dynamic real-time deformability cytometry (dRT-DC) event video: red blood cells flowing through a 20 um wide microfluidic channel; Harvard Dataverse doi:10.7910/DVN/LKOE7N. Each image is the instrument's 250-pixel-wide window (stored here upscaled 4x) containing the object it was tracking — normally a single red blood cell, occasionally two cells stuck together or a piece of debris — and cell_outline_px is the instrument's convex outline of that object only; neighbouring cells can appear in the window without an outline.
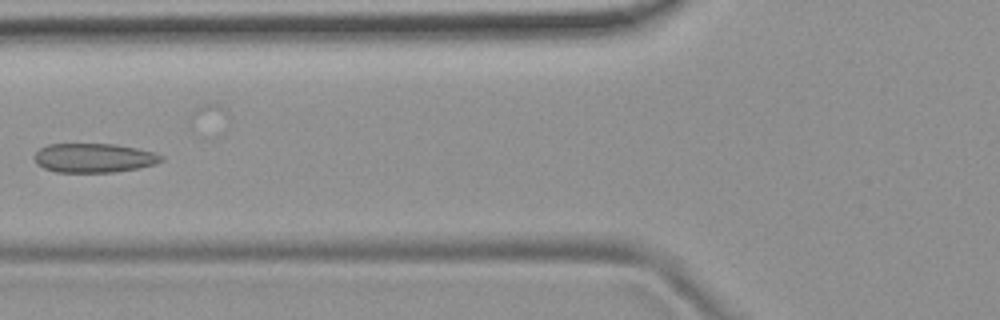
{"species": "common noctule bat (a hibernating species)", "species_latin": "Nyctalus noctula", "temperature_condition": "room temperature", "stored_images_in_passage": 7, "camera_frame_rate_fps": 3000, "um_per_image_px": 0.085, "animal": {"sex": "female", "body_mass_g": 19.9}, "frame": {"image": 1, "passage_image": 5, "time_ms": 4.667, "image_size_px": [1000, 320], "cell_outline_px": [[164, 160], [156, 164], [140, 168], [116, 172], [56, 172], [44, 168], [36, 164], [36, 152], [40, 148], [48, 144], [116, 144], [136, 148], [152, 152], [164, 156]], "centroid_in_image_um": [8.02, 13.43], "position_along_channel_um": 117.8, "area_um2": 21.62}}
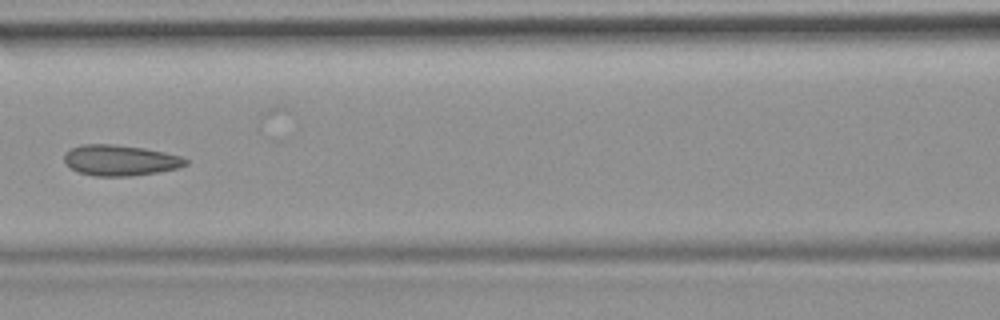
{"frame": {"image": 2, "passage_image": 6, "time_ms": 5.667, "image_size_px": [1000, 320], "cell_outline_px": [[188, 164], [180, 168], [156, 172], [128, 176], [92, 176], [80, 172], [64, 164], [64, 152], [72, 148], [84, 144], [112, 144], [144, 148], [164, 152], [180, 156], [188, 160]], "centroid_in_image_um": [10.2, 13.62], "position_along_channel_um": 156.4, "area_um2": 21.73}}